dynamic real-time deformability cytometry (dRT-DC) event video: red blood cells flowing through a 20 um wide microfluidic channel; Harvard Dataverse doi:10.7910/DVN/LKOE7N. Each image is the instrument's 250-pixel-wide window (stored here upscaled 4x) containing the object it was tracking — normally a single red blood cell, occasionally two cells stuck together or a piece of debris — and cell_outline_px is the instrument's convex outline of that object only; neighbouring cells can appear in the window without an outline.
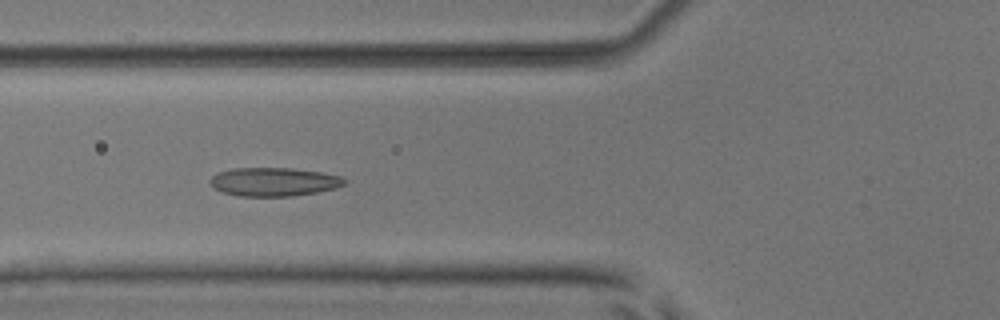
{"species": "common noctule bat (a hibernating species)", "species_latin": "Nyctalus noctula", "temperature_condition": "room temperature", "stored_images_in_passage": 8, "camera_frame_rate_fps": 3000, "um_per_image_px": 0.085, "animal": {"sex": "male", "body_mass_g": 17.9, "forearm_length_mm": 54.2}, "frame": {"image": 1, "passage_image": 6, "time_ms": 1.667, "image_size_px": [1000, 320], "cell_outline_px": [[348, 180], [344, 184], [336, 188], [316, 192], [292, 196], [240, 196], [220, 192], [212, 188], [208, 180], [216, 172], [232, 168], [292, 168], [324, 172], [340, 176]], "centroid_in_image_um": [23.24, 15.45], "position_along_channel_um": 102.6, "area_um2": 22.72}}
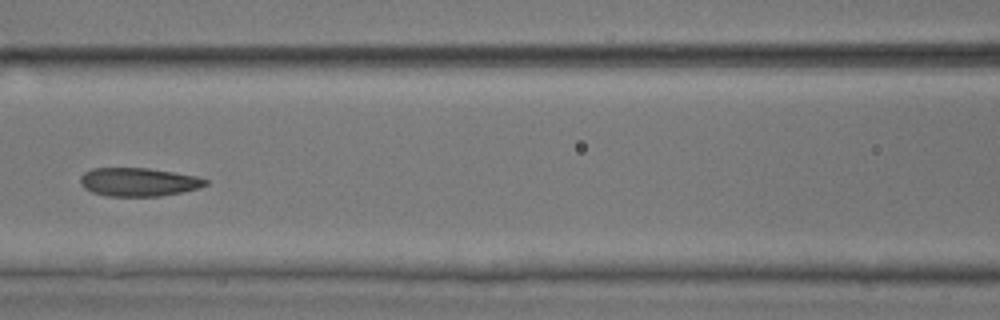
{"frame": {"image": 2, "passage_image": 7, "time_ms": 2.0, "image_size_px": [1000, 320], "cell_outline_px": [[208, 184], [200, 188], [160, 196], [108, 196], [92, 192], [84, 188], [80, 184], [80, 176], [84, 172], [92, 168], [148, 168], [196, 176], [208, 180]], "centroid_in_image_um": [11.75, 15.47], "position_along_channel_um": 154.8, "area_um2": 20.75}}
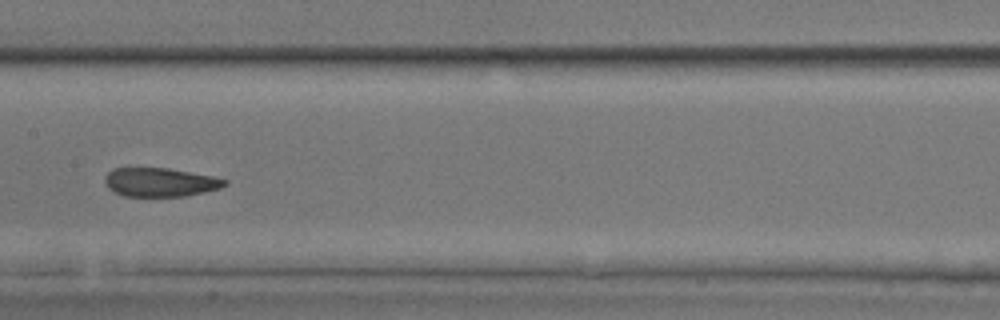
{"frame": {"image": 3, "passage_image": 8, "time_ms": 2.333, "image_size_px": [1000, 320], "cell_outline_px": [[228, 184], [220, 188], [204, 192], [184, 196], [124, 196], [108, 188], [104, 180], [104, 176], [112, 168], [168, 168], [212, 176], [228, 180]], "centroid_in_image_um": [13.6, 15.48], "position_along_channel_um": 193.8, "area_um2": 20.06}}